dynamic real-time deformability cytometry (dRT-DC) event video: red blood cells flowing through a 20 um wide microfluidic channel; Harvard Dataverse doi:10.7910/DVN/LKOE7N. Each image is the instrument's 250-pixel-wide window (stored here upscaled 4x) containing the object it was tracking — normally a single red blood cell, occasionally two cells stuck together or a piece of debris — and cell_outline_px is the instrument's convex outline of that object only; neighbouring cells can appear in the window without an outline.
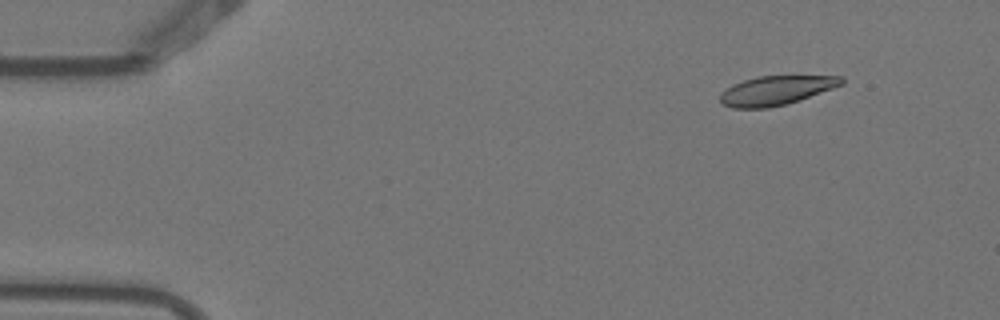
{"species": "Egyptian fruit bat (a non-hibernating species)", "species_latin": "Rousettus aegyptiacus", "temperature_condition": "warm", "stored_images_in_passage": 6, "segment_of_instrument_passage": [2, 2], "camera_frame_rate_fps": 3000, "um_per_image_px": 0.085, "animal": {"sex": "female"}, "frame": {"image": 1, "passage_image": 6, "time_ms": 1.667, "image_size_px": [1000, 320], "cell_outline_px": [[844, 84], [800, 100], [768, 108], [732, 108], [724, 104], [720, 100], [720, 92], [732, 84], [744, 80], [760, 76], [844, 76]], "centroid_in_image_um": [65.96, 7.68], "position_along_channel_um": 19.0, "area_um2": 20.58}}